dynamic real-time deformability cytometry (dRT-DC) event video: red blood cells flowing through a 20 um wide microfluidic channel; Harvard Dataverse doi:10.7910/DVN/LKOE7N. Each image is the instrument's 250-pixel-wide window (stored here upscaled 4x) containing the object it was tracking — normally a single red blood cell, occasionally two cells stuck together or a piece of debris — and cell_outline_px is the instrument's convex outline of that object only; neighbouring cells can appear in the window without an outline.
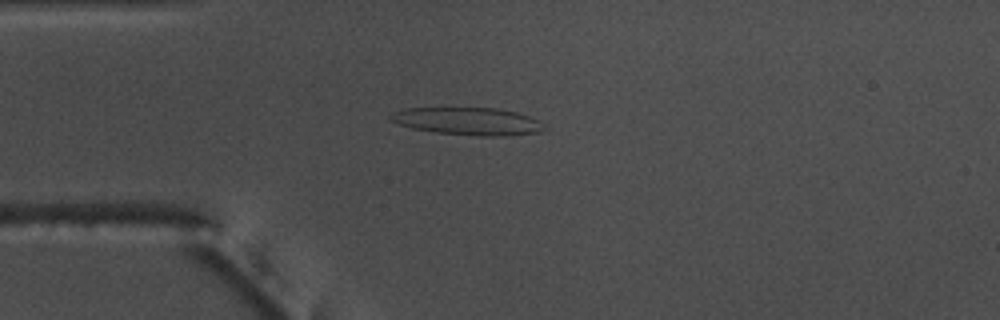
{"species": "common noctule bat (a hibernating species)", "species_latin": "Nyctalus noctula", "temperature_condition": "warm", "stored_images_in_passage": 43, "camera_frame_rate_fps": 3000, "um_per_image_px": 0.085, "animal": {"sex": "male", "body_mass_g": 17.5, "forearm_length_mm": 52.3}, "frame": {"image": 1, "passage_image": 3, "time_ms": 0.667, "image_size_px": [1000, 320], "cell_outline_px": [[548, 128], [536, 132], [504, 136], [480, 136], [436, 132], [412, 128], [400, 124], [392, 120], [388, 116], [392, 112], [404, 108], [496, 108], [516, 112], [540, 120]], "centroid_in_image_um": [39.79, 10.3], "position_along_channel_um": 45.2, "area_um2": 24.57}}
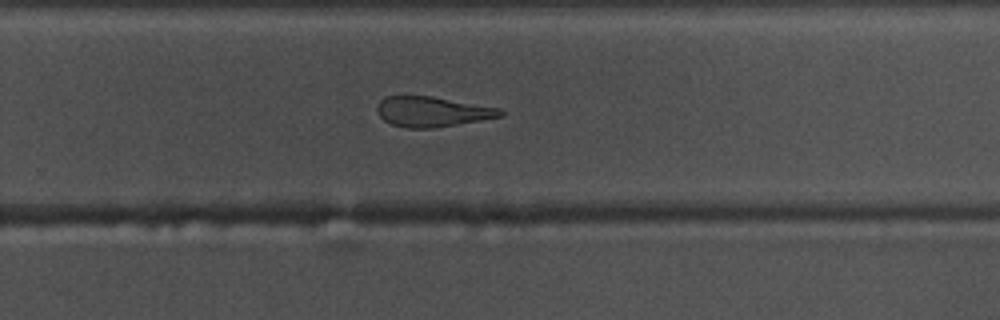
{"frame": {"image": 2, "passage_image": 24, "time_ms": 7.667, "image_size_px": [1000, 320], "cell_outline_px": [[504, 112], [500, 116], [480, 120], [432, 128], [404, 128], [392, 124], [384, 120], [380, 116], [376, 108], [380, 100], [384, 96], [432, 96], [500, 108]], "centroid_in_image_um": [36.7, 9.48], "position_along_channel_um": 293.1, "area_um2": 21.44}}
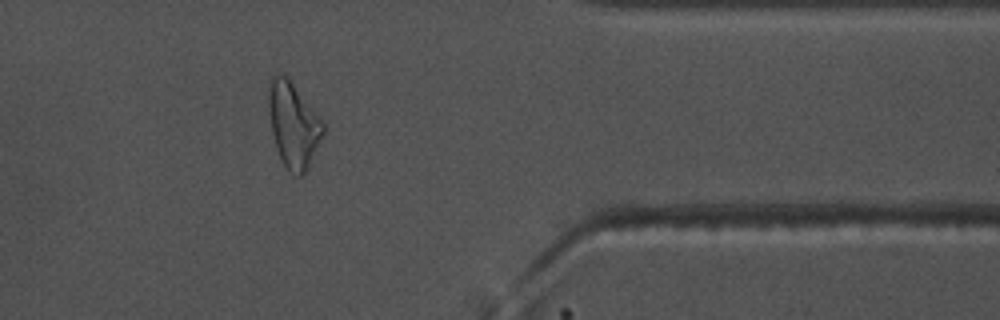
{"frame": {"image": 3, "passage_image": 33, "time_ms": 10.667, "image_size_px": [1000, 320], "cell_outline_px": [[324, 132], [304, 172], [300, 176], [296, 176], [288, 172], [280, 156], [272, 132], [268, 104], [268, 88], [272, 76], [288, 76], [324, 120]], "centroid_in_image_um": [24.94, 10.56], "position_along_channel_um": 386.5, "area_um2": 26.7}, "authors_computed_cell_mechanics": {"area_um2": 24.565, "velocity_mm_per_s": 3.7538, "shape_relaxation_time_tau1_ms": null, "shape_relaxation_time_tau2_ms": 3.984, "deformation_change_tau1": null, "deformation_change_tau2": 0.1509}}